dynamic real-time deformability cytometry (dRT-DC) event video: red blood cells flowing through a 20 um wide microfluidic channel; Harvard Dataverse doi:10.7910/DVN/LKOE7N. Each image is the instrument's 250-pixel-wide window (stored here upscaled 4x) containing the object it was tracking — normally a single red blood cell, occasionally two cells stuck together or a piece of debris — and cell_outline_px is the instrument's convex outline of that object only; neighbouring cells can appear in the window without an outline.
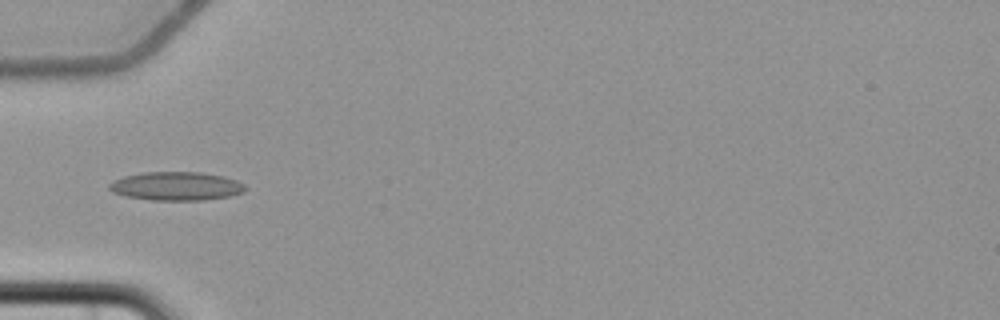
{"species": "common noctule bat (a hibernating species)", "species_latin": "Nyctalus noctula", "temperature_condition": "cold", "stored_images_in_passage": 7, "camera_frame_rate_fps": 3000, "um_per_image_px": 0.085, "animal": {"sex": "female", "body_mass_g": 22.7, "forearm_length_mm": 54.2}, "frame": {"image": 1, "passage_image": 5, "time_ms": 6.667, "image_size_px": [1000, 320], "cell_outline_px": [[248, 188], [244, 192], [228, 196], [204, 200], [152, 200], [128, 196], [112, 192], [108, 188], [108, 184], [124, 176], [144, 172], [200, 172], [224, 176], [236, 180], [244, 184]], "centroid_in_image_um": [15.01, 15.82], "position_along_channel_um": 70.0, "area_um2": 22.6}}
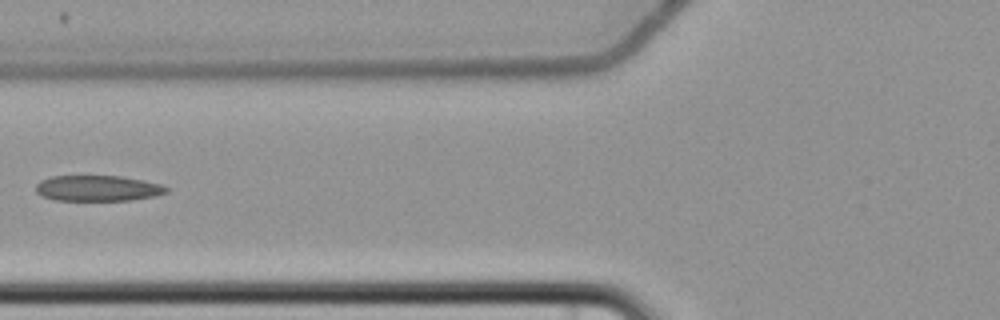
{"frame": {"image": 2, "passage_image": 6, "time_ms": 8.0, "image_size_px": [1000, 320], "cell_outline_px": [[168, 192], [156, 196], [132, 200], [56, 200], [40, 196], [36, 192], [36, 184], [40, 180], [52, 176], [120, 176], [144, 180], [164, 184], [168, 188]], "centroid_in_image_um": [8.33, 16.0], "position_along_channel_um": 117.5, "area_um2": 19.77}}
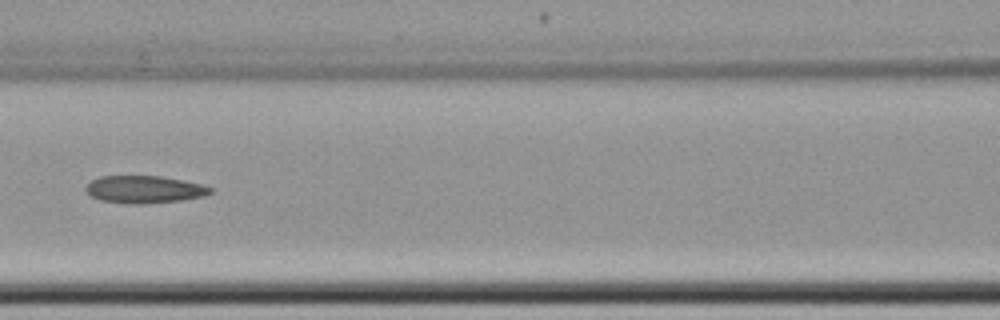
{"frame": {"image": 3, "passage_image": 7, "time_ms": 9.0, "image_size_px": [1000, 320], "cell_outline_px": [[212, 192], [204, 196], [180, 200], [144, 204], [128, 204], [100, 200], [92, 196], [84, 188], [92, 180], [100, 176], [160, 176], [200, 184], [212, 188]], "centroid_in_image_um": [12.24, 16.1], "position_along_channel_um": 154.4, "area_um2": 19.71}}